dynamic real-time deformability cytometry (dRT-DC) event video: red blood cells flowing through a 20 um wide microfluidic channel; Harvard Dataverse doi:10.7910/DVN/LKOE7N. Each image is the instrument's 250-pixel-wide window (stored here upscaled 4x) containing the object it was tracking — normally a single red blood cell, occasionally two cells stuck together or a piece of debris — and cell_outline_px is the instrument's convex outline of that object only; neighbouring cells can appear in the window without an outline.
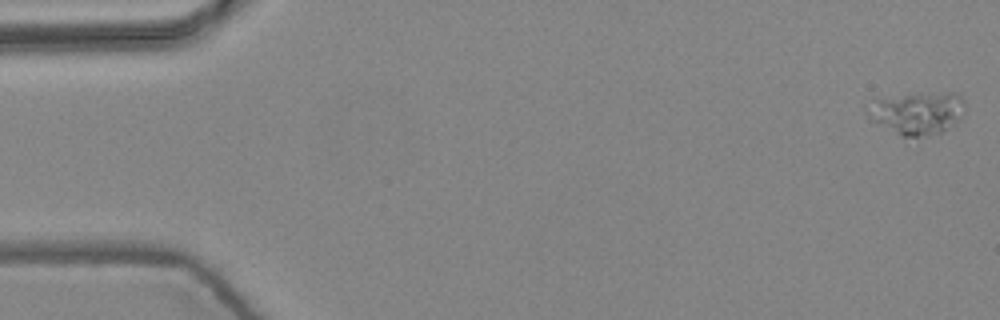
{"species": "common noctule bat (a hibernating species)", "species_latin": "Nyctalus noctula", "temperature_condition": "warm", "stored_images_in_passage": 5, "camera_frame_rate_fps": 3000, "um_per_image_px": 0.085, "animal": {"sex": "female", "body_mass_g": 24.6, "forearm_length_mm": 56.2}, "frame": {"image": 1, "passage_image": 1, "time_ms": 0.0, "image_size_px": [1000, 320], "cell_outline_px": [[964, 112], [960, 120], [956, 124], [940, 132], [924, 136], [900, 136], [868, 120], [868, 112], [872, 96], [948, 92], [956, 92], [964, 100]], "centroid_in_image_um": [77.92, 9.58], "position_along_channel_um": 7.1, "area_um2": 24.85}}
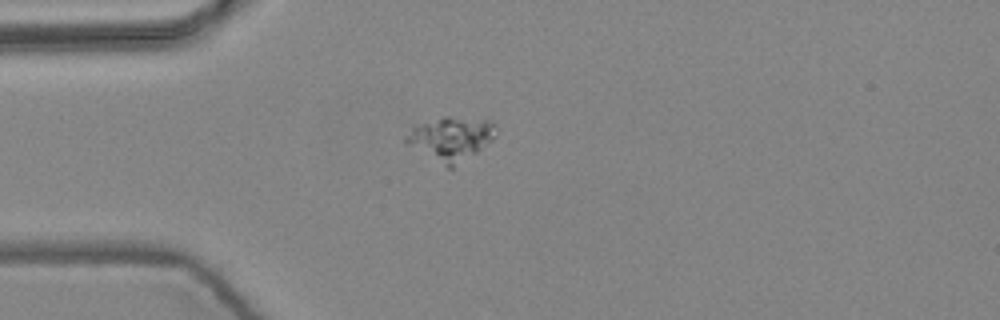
{"frame": {"image": 2, "passage_image": 5, "time_ms": 1.333, "image_size_px": [1000, 320], "cell_outline_px": [[496, 136], [492, 140], [476, 152], [452, 168], [448, 168], [408, 144], [404, 140], [404, 136], [412, 124], [444, 116], [448, 116], [492, 120], [496, 124]], "centroid_in_image_um": [38.31, 11.73], "position_along_channel_um": 46.7, "area_um2": 23.0}}